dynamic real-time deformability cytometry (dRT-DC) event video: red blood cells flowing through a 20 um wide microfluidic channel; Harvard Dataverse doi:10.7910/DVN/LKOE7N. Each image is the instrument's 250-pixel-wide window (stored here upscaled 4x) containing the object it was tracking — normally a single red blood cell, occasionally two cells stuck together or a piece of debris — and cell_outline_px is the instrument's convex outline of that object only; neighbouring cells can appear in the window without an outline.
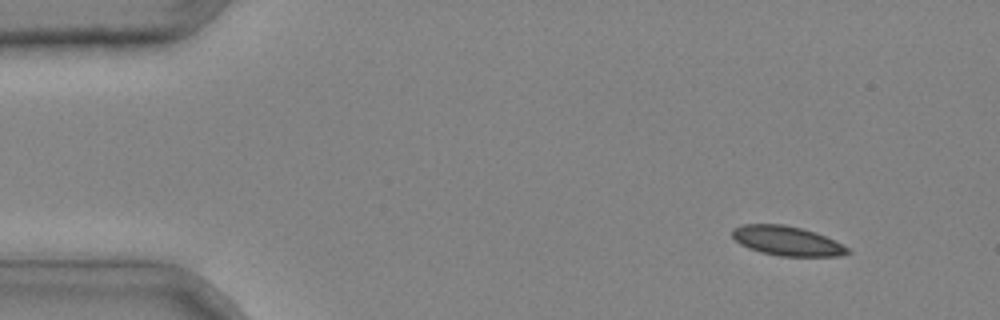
{"species": "common noctule bat (a hibernating species)", "species_latin": "Nyctalus noctula", "temperature_condition": "cold", "stored_images_in_passage": 38, "camera_frame_rate_fps": 3000, "um_per_image_px": 0.085, "animal": {"sex": "male", "body_mass_g": 20.4}, "frame": {"image": 1, "passage_image": 1, "time_ms": 0.0, "image_size_px": [1000, 320], "cell_outline_px": [[852, 252], [840, 256], [780, 256], [760, 252], [748, 248], [740, 244], [732, 236], [732, 228], [744, 224], [784, 224], [816, 232], [848, 248]], "centroid_in_image_um": [66.86, 20.47], "position_along_channel_um": 18.1, "area_um2": 19.71}}
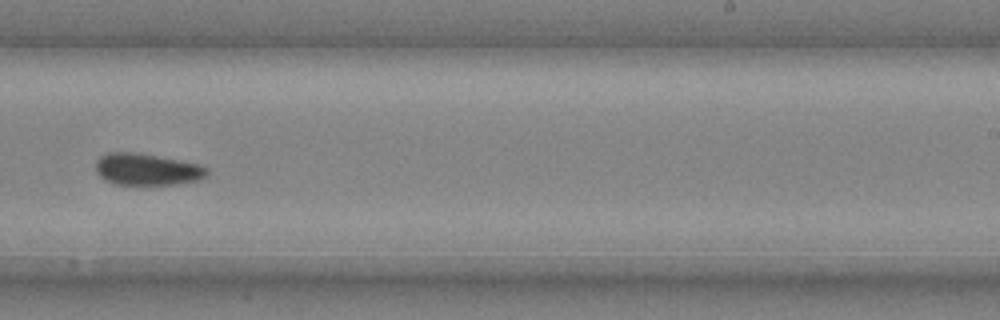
{"frame": {"image": 2, "passage_image": 24, "time_ms": 7.667, "image_size_px": [1000, 320], "cell_outline_px": [[208, 172], [200, 180], [176, 184], [116, 184], [104, 180], [96, 172], [96, 160], [100, 156], [108, 152], [136, 152], [180, 160], [200, 164], [208, 168]], "centroid_in_image_um": [12.48, 14.39], "position_along_channel_um": 276.5, "area_um2": 20.63}}
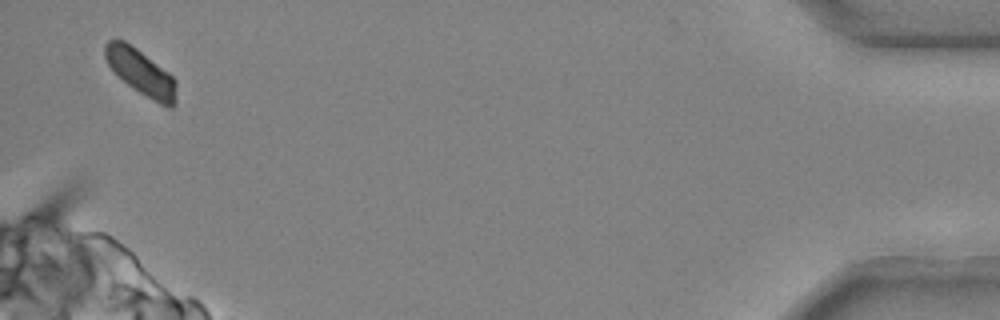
{"frame": {"image": 3, "passage_image": 38, "time_ms": 12.333, "image_size_px": [1000, 320], "cell_outline_px": [[176, 104], [172, 108], [168, 108], [160, 104], [132, 88], [108, 64], [104, 56], [104, 44], [108, 40], [116, 36], [124, 40], [136, 48], [168, 72], [176, 80]], "centroid_in_image_um": [11.98, 6.12], "position_along_channel_um": 423.2, "area_um2": 18.96}}